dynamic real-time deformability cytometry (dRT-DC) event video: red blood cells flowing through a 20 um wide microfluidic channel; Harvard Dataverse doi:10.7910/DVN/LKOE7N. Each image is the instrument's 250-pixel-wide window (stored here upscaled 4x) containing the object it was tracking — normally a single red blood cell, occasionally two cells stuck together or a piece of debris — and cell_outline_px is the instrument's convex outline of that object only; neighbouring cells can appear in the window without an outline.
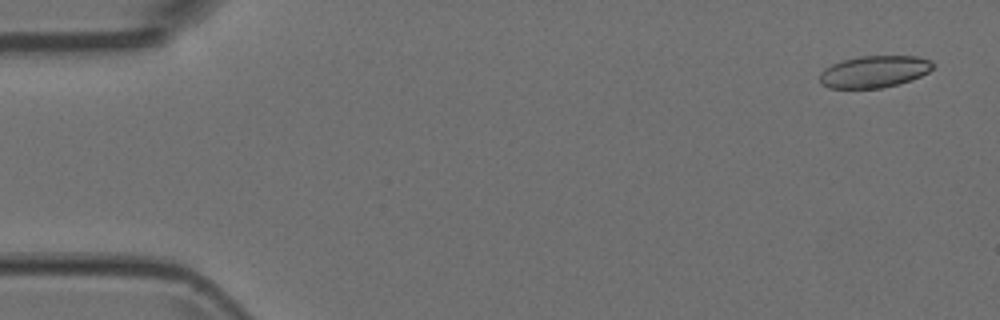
{"species": "Egyptian fruit bat (a non-hibernating species)", "species_latin": "Rousettus aegyptiacus", "temperature_condition": "room temperature", "stored_images_in_passage": 5, "camera_frame_rate_fps": 3000, "um_per_image_px": 0.085, "animal": {"sex": "female"}, "frame": {"image": 1, "passage_image": 1, "time_ms": 0.0, "image_size_px": [1000, 320], "cell_outline_px": [[932, 68], [928, 72], [912, 80], [880, 88], [828, 88], [820, 84], [820, 72], [824, 68], [832, 64], [844, 60], [860, 56], [916, 56], [932, 60]], "centroid_in_image_um": [74.28, 6.09], "position_along_channel_um": 10.7, "area_um2": 20.98}}
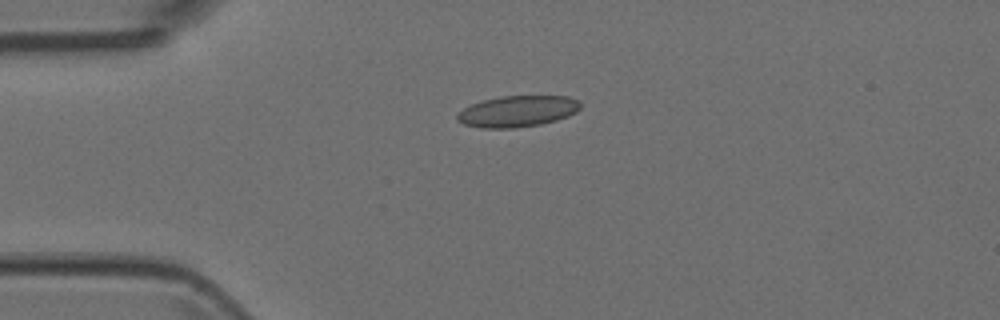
{"frame": {"image": 2, "passage_image": 4, "time_ms": 1.0, "image_size_px": [1000, 320], "cell_outline_px": [[580, 108], [576, 112], [568, 116], [556, 120], [540, 124], [512, 128], [480, 128], [464, 124], [456, 120], [456, 116], [464, 108], [472, 104], [484, 100], [500, 96], [568, 96], [580, 100]], "centroid_in_image_um": [44.0, 9.46], "position_along_channel_um": 41.0, "area_um2": 22.37}}